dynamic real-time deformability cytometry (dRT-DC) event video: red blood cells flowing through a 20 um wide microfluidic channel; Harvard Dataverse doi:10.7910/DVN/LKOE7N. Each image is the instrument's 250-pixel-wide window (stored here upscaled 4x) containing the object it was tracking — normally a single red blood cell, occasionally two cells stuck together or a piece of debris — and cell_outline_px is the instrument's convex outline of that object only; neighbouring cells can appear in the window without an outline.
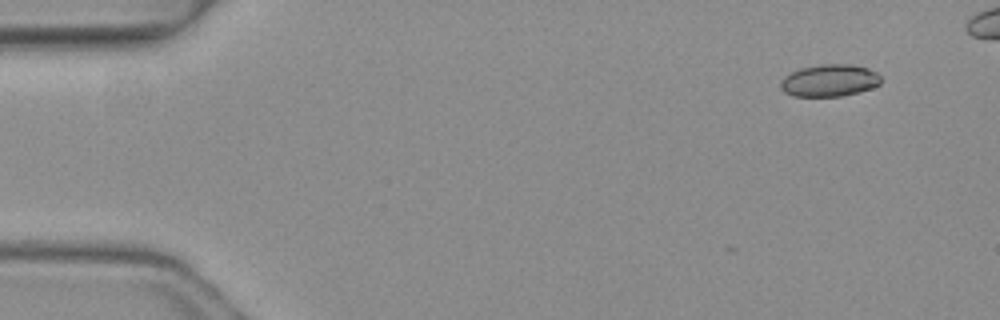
{"species": "common noctule bat (a hibernating species)", "species_latin": "Nyctalus noctula", "temperature_condition": "warm", "stored_images_in_passage": 6, "camera_frame_rate_fps": 3000, "um_per_image_px": 0.085, "animal": {"sex": "female", "body_mass_g": 19.3, "forearm_length_mm": 54.1}, "frame": {"image": 1, "passage_image": 1, "time_ms": 0.0, "image_size_px": [1000, 320], "cell_outline_px": [[880, 84], [872, 88], [840, 96], [792, 96], [784, 92], [780, 88], [780, 80], [784, 76], [800, 68], [820, 64], [848, 64], [868, 68], [876, 72], [880, 76]], "centroid_in_image_um": [70.47, 6.84], "position_along_channel_um": 14.5, "area_um2": 18.79}}
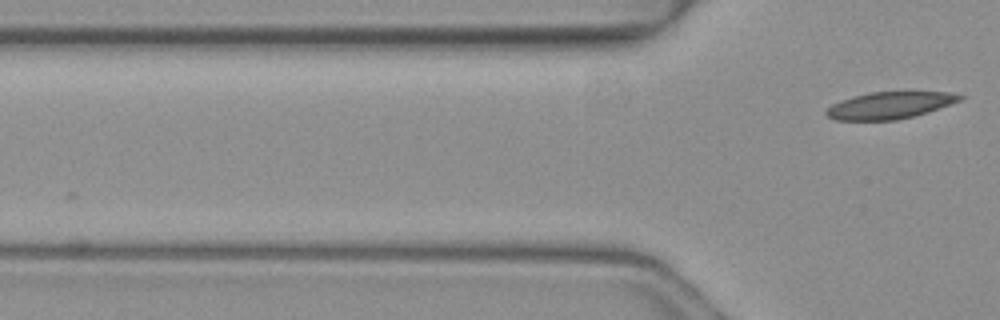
{"frame": {"image": 2, "passage_image": 6, "time_ms": 1.667, "image_size_px": [1000, 320], "cell_outline_px": [[964, 100], [928, 112], [896, 120], [836, 120], [828, 116], [824, 112], [832, 104], [840, 100], [852, 96], [868, 92], [948, 92], [964, 96]], "centroid_in_image_um": [75.64, 8.95], "position_along_channel_um": 50.2, "area_um2": 20.98}}